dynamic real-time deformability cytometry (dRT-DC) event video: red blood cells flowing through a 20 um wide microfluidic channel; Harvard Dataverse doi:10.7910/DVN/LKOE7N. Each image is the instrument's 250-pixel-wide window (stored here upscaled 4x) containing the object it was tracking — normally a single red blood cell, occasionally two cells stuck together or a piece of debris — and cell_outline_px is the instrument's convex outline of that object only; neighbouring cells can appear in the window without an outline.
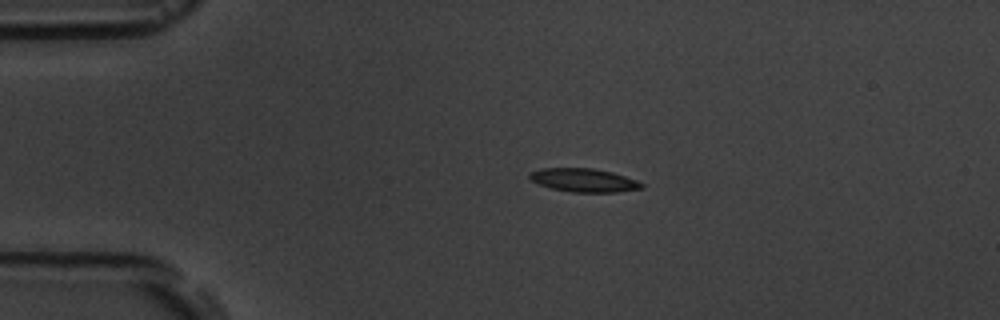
{"species": "common noctule bat (a hibernating species)", "species_latin": "Nyctalus noctula", "temperature_condition": "room temperature", "stored_images_in_passage": 2, "camera_frame_rate_fps": 3000, "um_per_image_px": 0.085, "animal": {"sex": "male", "body_mass_g": 19.5, "forearm_length_mm": 54.6}, "frame": {"image": 1, "passage_image": 1, "time_ms": 0.0, "image_size_px": [1000, 320], "cell_outline_px": [[644, 188], [616, 192], [572, 192], [552, 188], [528, 180], [528, 172], [540, 168], [592, 168], [612, 172], [636, 180], [644, 184]], "centroid_in_image_um": [49.58, 15.31], "position_along_channel_um": 35.4, "area_um2": 15.37}}